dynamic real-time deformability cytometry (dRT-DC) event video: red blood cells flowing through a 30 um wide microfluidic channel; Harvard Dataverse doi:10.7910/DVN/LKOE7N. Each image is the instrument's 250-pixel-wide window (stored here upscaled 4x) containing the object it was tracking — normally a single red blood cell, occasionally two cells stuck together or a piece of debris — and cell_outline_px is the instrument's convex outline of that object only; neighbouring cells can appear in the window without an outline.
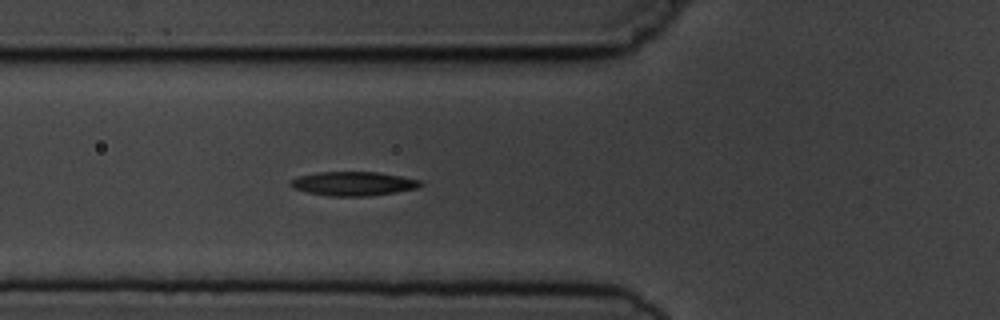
{"species": "common noctule bat (a hibernating species)", "species_latin": "Nyctalus noctula", "temperature_condition": "cold", "stored_images_in_passage": 4, "camera_frame_rate_fps": 3000, "um_per_image_px": 0.085, "animal": {"sex": "male", "body_mass_g": 19.5, "forearm_length_mm": 54.6}, "frame": {"image": 1, "passage_image": 4, "time_ms": 4.333, "image_size_px": [1000, 320], "cell_outline_px": [[424, 184], [416, 188], [396, 192], [368, 196], [328, 196], [308, 192], [292, 188], [288, 184], [296, 176], [316, 172], [376, 172], [400, 176], [420, 180]], "centroid_in_image_um": [29.99, 15.61], "position_along_channel_um": 95.8, "area_um2": 18.21}}